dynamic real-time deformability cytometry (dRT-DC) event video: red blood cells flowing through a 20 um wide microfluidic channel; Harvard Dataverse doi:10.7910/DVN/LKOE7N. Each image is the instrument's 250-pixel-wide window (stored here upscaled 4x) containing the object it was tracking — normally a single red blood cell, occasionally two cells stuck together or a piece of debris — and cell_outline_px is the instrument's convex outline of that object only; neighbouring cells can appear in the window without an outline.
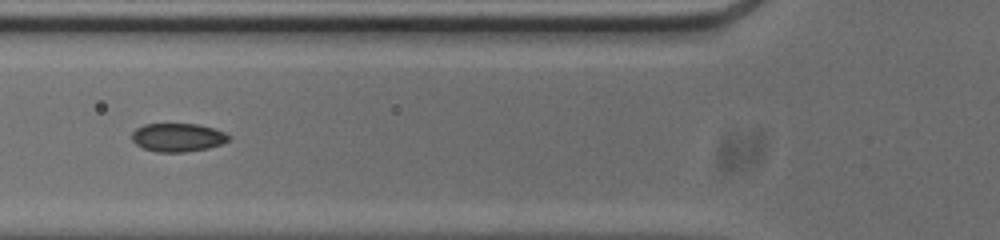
{"species": "common noctule bat (a hibernating species)", "species_latin": "Nyctalus noctula", "temperature_condition": "cold", "stored_images_in_passage": 22, "camera_frame_rate_fps": 3000, "um_per_image_px": 0.085, "animal": {"sex": "male", "body_mass_g": 20.0, "forearm_length_mm": 53.3}, "frame": {"image": 1, "passage_image": 18, "time_ms": 5.667, "image_size_px": [1000, 240], "cell_outline_px": [[232, 136], [228, 140], [220, 144], [208, 148], [184, 152], [156, 152], [144, 148], [136, 144], [132, 140], [132, 132], [136, 128], [144, 124], [196, 124], [212, 128], [224, 132]], "centroid_in_image_um": [15.09, 11.68], "position_along_channel_um": 110.7, "area_um2": 15.95}}